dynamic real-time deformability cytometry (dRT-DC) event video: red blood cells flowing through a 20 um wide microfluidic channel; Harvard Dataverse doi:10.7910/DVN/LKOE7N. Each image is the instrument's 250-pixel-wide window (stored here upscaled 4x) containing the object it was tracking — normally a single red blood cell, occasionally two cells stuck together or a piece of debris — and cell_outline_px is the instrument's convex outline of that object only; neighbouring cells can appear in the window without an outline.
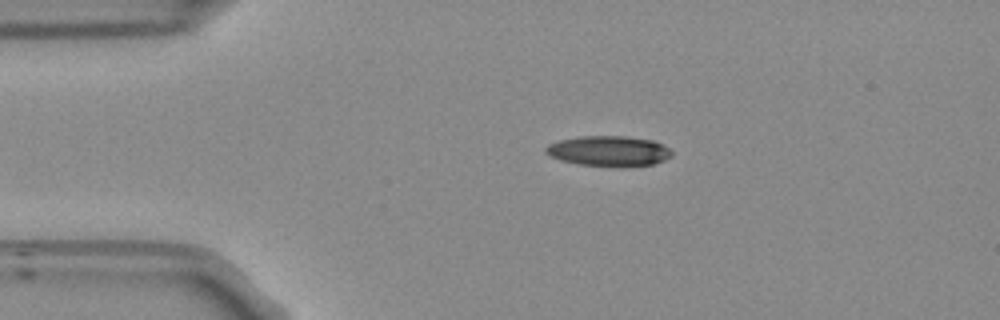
{"species": "Egyptian fruit bat (a non-hibernating species)", "species_latin": "Rousettus aegyptiacus", "temperature_condition": "room temperature", "stored_images_in_passage": 44, "camera_frame_rate_fps": 3000, "um_per_image_px": 0.085, "frame": {"image": 1, "passage_image": 1, "time_ms": 0.0, "image_size_px": [1000, 320], "cell_outline_px": [[672, 156], [664, 160], [652, 164], [580, 164], [560, 160], [544, 152], [544, 148], [548, 144], [556, 140], [580, 136], [624, 136], [652, 140], [664, 144], [672, 152]], "centroid_in_image_um": [51.7, 12.78], "position_along_channel_um": 33.3, "area_um2": 21.56}}
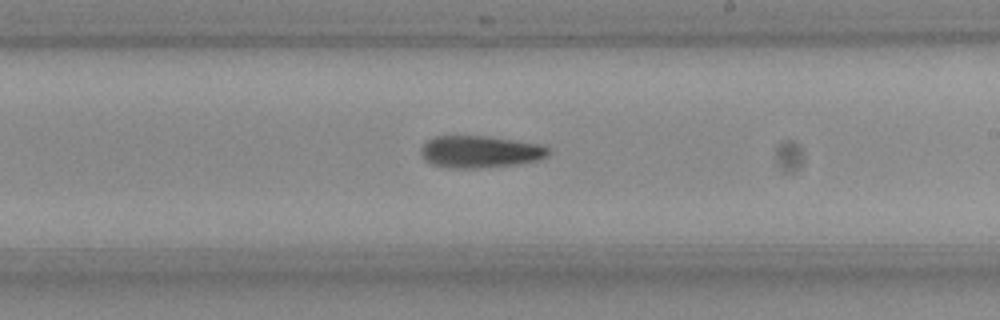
{"frame": {"image": 2, "passage_image": 21, "time_ms": 6.667, "image_size_px": [1000, 320], "cell_outline_px": [[548, 152], [540, 160], [516, 164], [476, 168], [456, 168], [432, 164], [420, 152], [424, 144], [428, 140], [436, 136], [484, 136], [540, 144], [548, 148]], "centroid_in_image_um": [40.81, 12.89], "position_along_channel_um": 248.2, "area_um2": 23.24}}
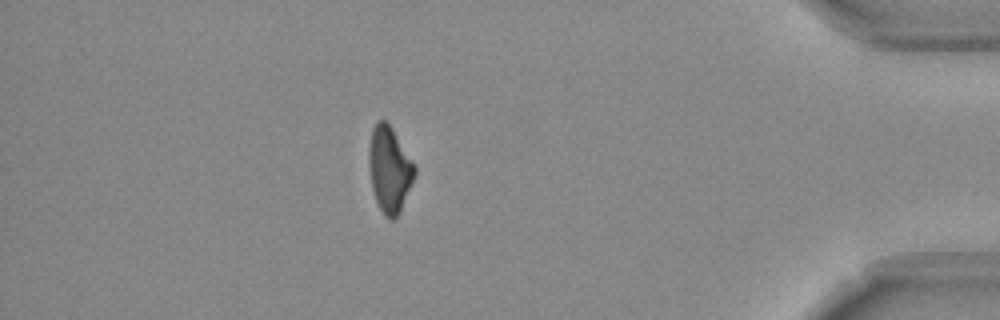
{"frame": {"image": 3, "passage_image": 37, "time_ms": 12.0, "image_size_px": [1000, 320], "cell_outline_px": [[416, 172], [400, 212], [392, 220], [388, 220], [384, 216], [376, 200], [372, 188], [368, 164], [368, 148], [372, 128], [376, 120], [384, 120], [392, 128], [416, 168]], "centroid_in_image_um": [33.07, 14.4], "position_along_channel_um": 402.1, "area_um2": 22.72}, "authors_computed_cell_mechanics": {"area_um2": 23.3801, "velocity_mm_per_s": 3.7766, "shape_relaxation_time_tau1_ms": 5.5281, "shape_relaxation_time_tau2_ms": null, "deformation_change_tau1": 0.1733, "deformation_change_tau2": null}}